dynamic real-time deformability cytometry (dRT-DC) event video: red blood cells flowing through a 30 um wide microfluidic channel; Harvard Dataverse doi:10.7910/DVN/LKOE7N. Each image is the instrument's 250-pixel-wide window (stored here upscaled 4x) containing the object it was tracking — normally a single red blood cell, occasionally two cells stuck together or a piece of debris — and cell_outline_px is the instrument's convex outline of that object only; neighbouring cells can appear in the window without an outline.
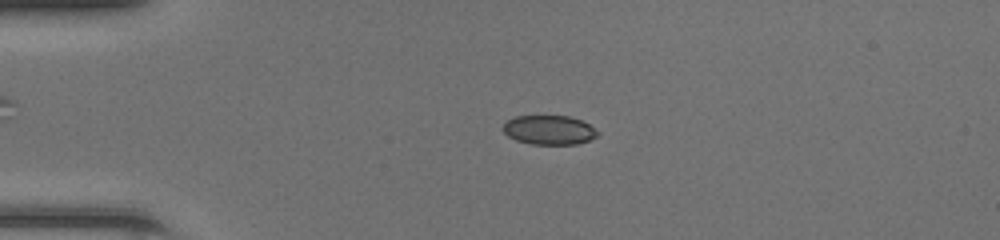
{"species": "common noctule bat (a hibernating species)", "species_latin": "Nyctalus noctula", "temperature_condition": "room temperature", "stored_images_in_passage": 47, "camera_frame_rate_fps": 3000, "um_per_image_px": 0.085, "animal": {"sex": "female", "body_mass_g": 20.0, "forearm_length_mm": 54.0}, "frame": {"image": 1, "passage_image": 11, "time_ms": 3.333, "image_size_px": [1000, 240], "cell_outline_px": [[600, 132], [596, 136], [588, 140], [576, 144], [532, 144], [516, 140], [508, 136], [500, 128], [504, 120], [516, 116], [568, 116], [580, 120], [588, 124]], "centroid_in_image_um": [46.61, 11.04], "position_along_channel_um": 38.4, "area_um2": 16.18}}
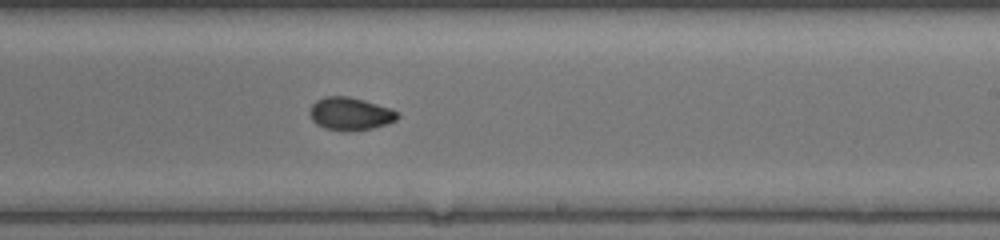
{"frame": {"image": 2, "passage_image": 29, "time_ms": 9.333, "image_size_px": [1000, 240], "cell_outline_px": [[400, 116], [396, 120], [388, 124], [372, 128], [344, 132], [324, 128], [316, 124], [312, 120], [308, 112], [312, 104], [316, 100], [324, 96], [348, 96], [364, 100], [388, 108], [396, 112]], "centroid_in_image_um": [29.72, 9.68], "position_along_channel_um": 259.3, "area_um2": 16.88}}
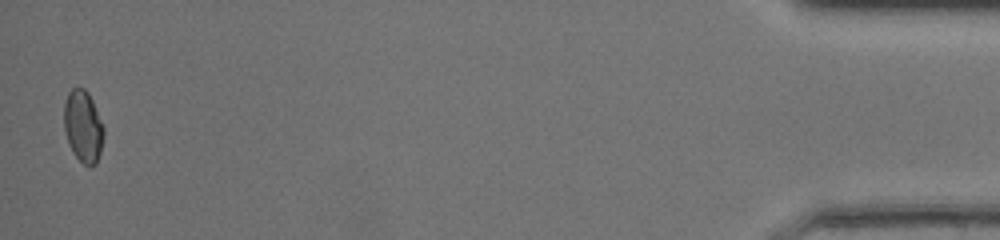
{"frame": {"image": 3, "passage_image": 47, "time_ms": 15.333, "image_size_px": [1000, 240], "cell_outline_px": [[104, 136], [100, 152], [96, 164], [84, 164], [72, 152], [68, 144], [64, 128], [64, 104], [68, 92], [72, 88], [84, 88], [88, 92], [92, 100], [104, 128]], "centroid_in_image_um": [7.05, 10.72], "position_along_channel_um": 428.1, "area_um2": 16.53}, "authors_computed_cell_mechanics": {"area_um2": 16.7042, "velocity_mm_per_s": 4.3358, "shape_relaxation_time_tau1_ms": null, "shape_relaxation_time_tau2_ms": 1.0252, "deformation_change_tau1": null, "deformation_change_tau2": 0.0371}}